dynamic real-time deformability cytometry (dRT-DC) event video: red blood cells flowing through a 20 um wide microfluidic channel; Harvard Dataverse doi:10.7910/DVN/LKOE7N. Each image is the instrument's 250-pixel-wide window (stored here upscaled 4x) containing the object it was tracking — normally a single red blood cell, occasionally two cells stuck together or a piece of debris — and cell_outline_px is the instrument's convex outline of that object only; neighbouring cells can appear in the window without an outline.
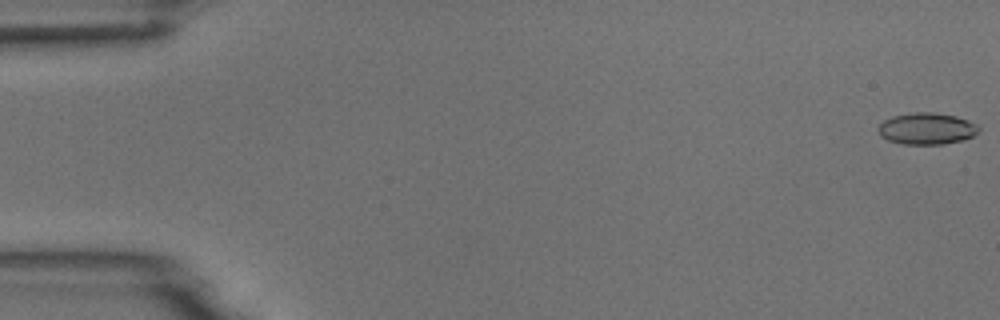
{"species": "common noctule bat (a hibernating species)", "species_latin": "Nyctalus noctula", "temperature_condition": "room temperature", "stored_images_in_passage": 5, "camera_frame_rate_fps": 3000, "um_per_image_px": 0.085, "animal": {"sex": "male", "body_mass_g": 18.8}, "frame": {"image": 1, "passage_image": 1, "time_ms": 0.0, "image_size_px": [1000, 320], "cell_outline_px": [[980, 132], [972, 136], [960, 140], [944, 144], [904, 144], [888, 140], [880, 136], [876, 128], [884, 120], [892, 116], [916, 112], [932, 112], [956, 116], [968, 120], [976, 124], [980, 128]], "centroid_in_image_um": [78.76, 10.93], "position_along_channel_um": 6.2, "area_um2": 18.55}}
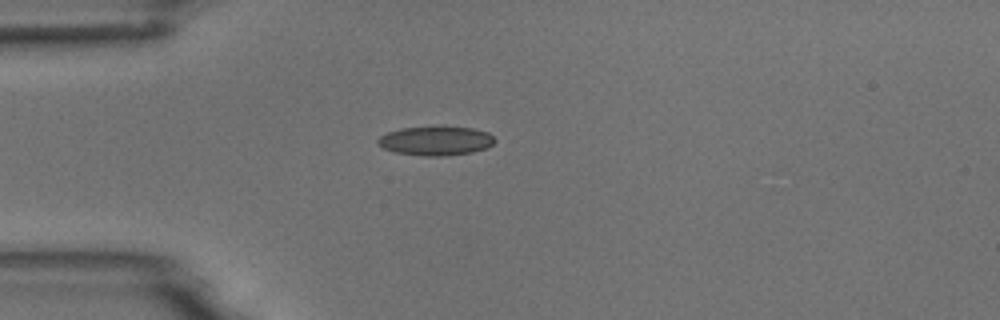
{"frame": {"image": 2, "passage_image": 5, "time_ms": 4.667, "image_size_px": [1000, 320], "cell_outline_px": [[496, 140], [488, 148], [472, 152], [448, 156], [424, 156], [396, 152], [384, 148], [376, 140], [380, 136], [388, 132], [400, 128], [440, 124], [444, 124], [472, 128], [488, 132]], "centroid_in_image_um": [37.08, 11.93], "position_along_channel_um": 47.9, "area_um2": 20.52}}